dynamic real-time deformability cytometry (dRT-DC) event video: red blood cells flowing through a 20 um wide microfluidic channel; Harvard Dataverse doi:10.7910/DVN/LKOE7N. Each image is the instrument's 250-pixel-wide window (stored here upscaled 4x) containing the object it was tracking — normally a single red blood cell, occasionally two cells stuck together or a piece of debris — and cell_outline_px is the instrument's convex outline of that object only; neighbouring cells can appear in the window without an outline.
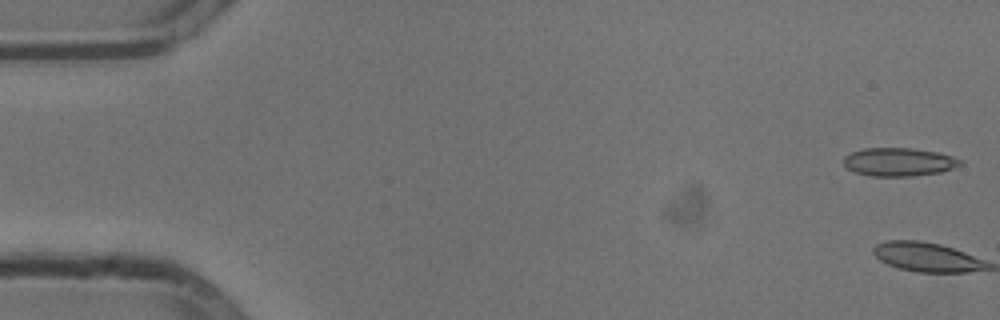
{"species": "common noctule bat (a hibernating species)", "species_latin": "Nyctalus noctula", "temperature_condition": "cold", "stored_images_in_passage": 2, "camera_frame_rate_fps": 3000, "um_per_image_px": 0.085, "animal": {"sex": "male", "body_mass_g": 13.3}, "frame": {"image": 1, "passage_image": 1, "time_ms": 0.0, "image_size_px": [1000, 320], "cell_outline_px": [[964, 164], [940, 172], [912, 176], [872, 176], [856, 172], [848, 168], [844, 164], [844, 156], [852, 152], [864, 148], [912, 148], [936, 152], [952, 156], [964, 160]], "centroid_in_image_um": [76.44, 13.76], "position_along_channel_um": 8.6, "area_um2": 19.19}}